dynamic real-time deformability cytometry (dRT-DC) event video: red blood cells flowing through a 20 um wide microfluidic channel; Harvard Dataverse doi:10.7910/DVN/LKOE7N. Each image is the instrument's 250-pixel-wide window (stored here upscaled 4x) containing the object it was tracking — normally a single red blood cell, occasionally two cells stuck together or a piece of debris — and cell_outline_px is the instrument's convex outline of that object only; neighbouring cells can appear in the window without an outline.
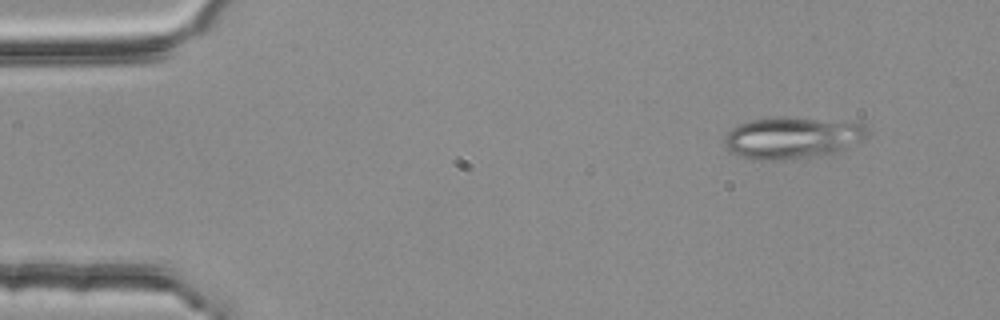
{"species": "common noctule bat (a hibernating species)", "species_latin": "Nyctalus noctula", "temperature_condition": "room temperature", "stored_images_in_passage": 3, "camera_frame_rate_fps": 3000, "um_per_image_px": 0.085, "animal": {"sex": "female", "body_mass_g": 25.1}, "frame": {"image": 1, "passage_image": 1, "time_ms": 0.0, "image_size_px": [1000, 320], "cell_outline_px": [[868, 136], [848, 148], [840, 152], [816, 156], [784, 160], [752, 160], [728, 152], [724, 148], [724, 136], [732, 128], [740, 124], [752, 120], [784, 116], [864, 124], [868, 128]], "centroid_in_image_um": [67.31, 11.73], "position_along_channel_um": 17.7, "area_um2": 35.03}}